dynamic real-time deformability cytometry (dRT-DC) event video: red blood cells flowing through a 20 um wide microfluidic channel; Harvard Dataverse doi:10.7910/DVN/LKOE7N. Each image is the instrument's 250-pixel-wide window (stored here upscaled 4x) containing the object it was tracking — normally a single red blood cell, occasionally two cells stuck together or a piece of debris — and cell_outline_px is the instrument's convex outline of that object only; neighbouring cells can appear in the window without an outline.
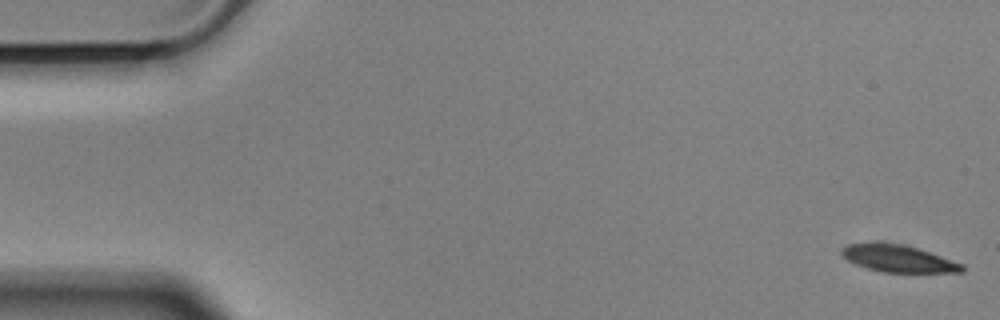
{"species": "Egyptian fruit bat (a non-hibernating species)", "species_latin": "Rousettus aegyptiacus", "temperature_condition": "cold", "stored_images_in_passage": 56, "camera_frame_rate_fps": 3000, "um_per_image_px": 0.085, "animal": {"sex": "male"}, "frame": {"image": 1, "passage_image": 1, "time_ms": 0.0, "image_size_px": [1000, 320], "cell_outline_px": [[964, 272], [880, 272], [856, 264], [848, 260], [840, 252], [840, 248], [848, 244], [876, 240], [900, 244], [920, 248], [964, 264]], "centroid_in_image_um": [76.32, 21.94], "position_along_channel_um": 8.7, "area_um2": 19.42}}
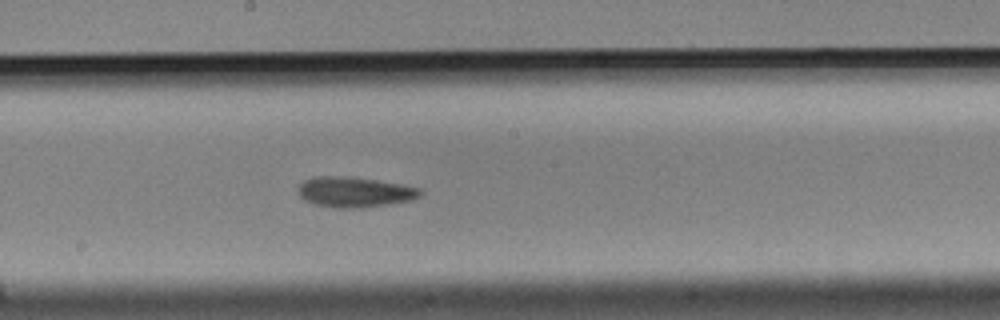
{"frame": {"image": 2, "passage_image": 30, "time_ms": 9.667, "image_size_px": [1000, 320], "cell_outline_px": [[424, 192], [420, 196], [412, 200], [388, 204], [360, 208], [332, 208], [316, 204], [304, 200], [296, 192], [296, 188], [304, 180], [320, 176], [344, 176], [404, 184], [420, 188]], "centroid_in_image_um": [30.14, 16.33], "position_along_channel_um": 218.1, "area_um2": 21.73}}
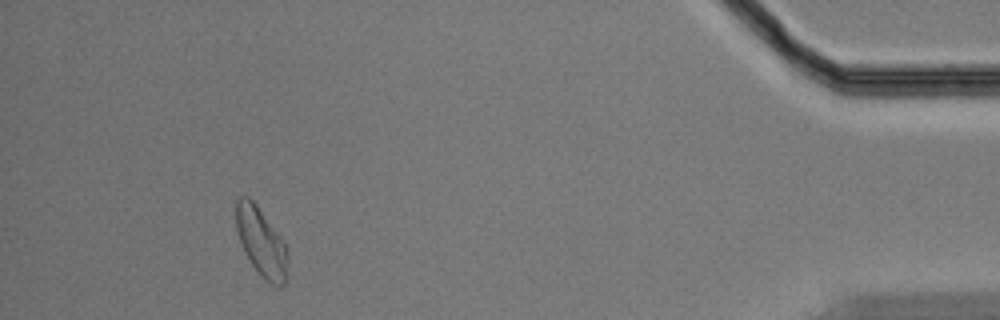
{"frame": {"image": 3, "passage_image": 52, "time_ms": 17.0, "image_size_px": [1000, 320], "cell_outline_px": [[288, 272], [284, 284], [280, 288], [272, 284], [252, 264], [244, 252], [236, 228], [236, 200], [240, 196], [248, 196], [256, 204], [284, 240], [288, 248]], "centroid_in_image_um": [22.24, 20.56], "position_along_channel_um": 413.0, "area_um2": 20.63}, "authors_computed_cell_mechanics": {"area_um2": 20.5479, "velocity_mm_per_s": 3.5258, "shape_relaxation_time_tau1_ms": 8.0155, "shape_relaxation_time_tau2_ms": 10.0932, "deformation_change_tau1": 0.1645, "deformation_change_tau2": 0.1698}}